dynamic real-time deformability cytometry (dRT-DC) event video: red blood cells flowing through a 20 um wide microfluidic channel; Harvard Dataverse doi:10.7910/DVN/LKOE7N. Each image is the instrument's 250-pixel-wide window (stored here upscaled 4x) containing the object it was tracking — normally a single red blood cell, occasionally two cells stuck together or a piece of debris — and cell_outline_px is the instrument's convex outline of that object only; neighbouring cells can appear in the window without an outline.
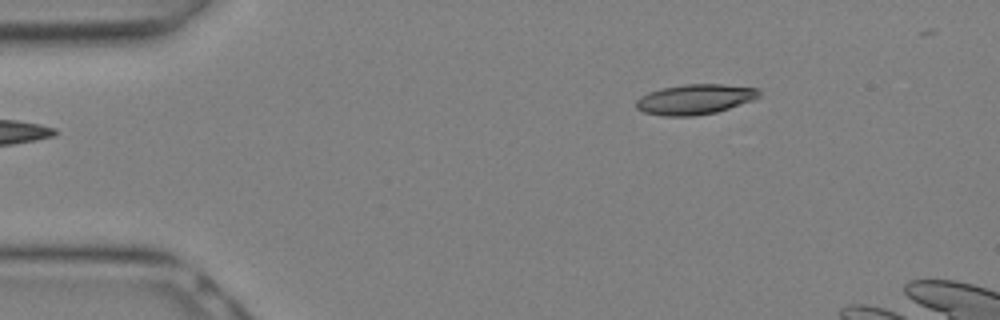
{"species": "Egyptian fruit bat (a non-hibernating species)", "species_latin": "Rousettus aegyptiacus", "temperature_condition": "warm", "stored_images_in_passage": 4, "camera_frame_rate_fps": 3000, "um_per_image_px": 0.085, "animal": {"sex": "female"}, "frame": {"image": 1, "passage_image": 1, "time_ms": 0.0, "image_size_px": [1000, 320], "cell_outline_px": [[760, 96], [752, 100], [716, 112], [692, 116], [664, 116], [644, 112], [636, 108], [636, 100], [640, 96], [648, 92], [664, 88], [684, 84], [720, 84], [760, 88]], "centroid_in_image_um": [59.06, 8.43], "position_along_channel_um": 25.9, "area_um2": 21.5}}